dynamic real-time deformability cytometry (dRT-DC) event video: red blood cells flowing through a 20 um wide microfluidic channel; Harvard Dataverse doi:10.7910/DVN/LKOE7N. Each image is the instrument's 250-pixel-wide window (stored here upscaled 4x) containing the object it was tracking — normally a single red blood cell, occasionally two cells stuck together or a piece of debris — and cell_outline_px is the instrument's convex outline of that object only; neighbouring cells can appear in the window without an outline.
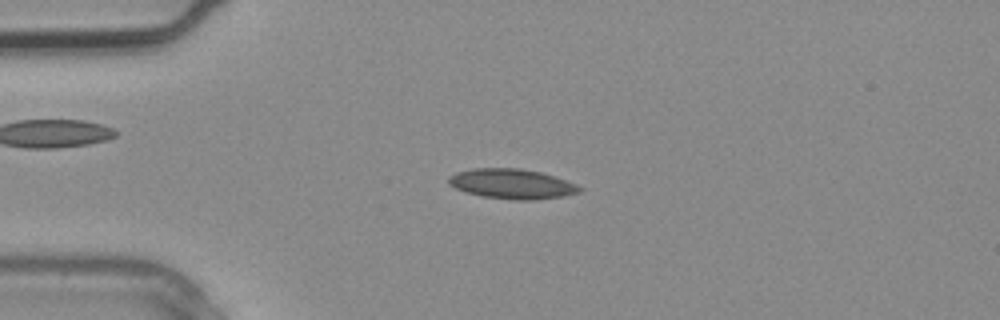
{"species": "common noctule bat (a hibernating species)", "species_latin": "Nyctalus noctula", "temperature_condition": "warm", "stored_images_in_passage": 2, "camera_frame_rate_fps": 3000, "um_per_image_px": 0.085, "animal": {"sex": "male", "body_mass_g": 20.4}, "frame": {"image": 1, "passage_image": 2, "time_ms": 0.333, "image_size_px": [1000, 320], "cell_outline_px": [[584, 188], [580, 192], [564, 196], [532, 200], [516, 200], [484, 196], [464, 192], [448, 184], [448, 176], [456, 172], [472, 168], [520, 168], [540, 172], [576, 184]], "centroid_in_image_um": [43.49, 15.63], "position_along_channel_um": 41.5, "area_um2": 22.77}}